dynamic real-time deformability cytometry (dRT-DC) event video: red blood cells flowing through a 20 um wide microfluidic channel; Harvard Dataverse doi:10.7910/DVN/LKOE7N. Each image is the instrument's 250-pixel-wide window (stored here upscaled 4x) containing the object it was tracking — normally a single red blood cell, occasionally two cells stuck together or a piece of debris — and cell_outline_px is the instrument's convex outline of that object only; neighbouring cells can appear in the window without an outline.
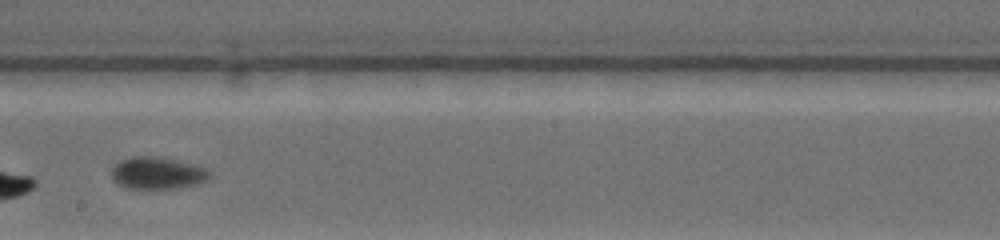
{"species": "common noctule bat (a hibernating species)", "species_latin": "Nyctalus noctula", "temperature_condition": "warm", "stored_images_in_passage": 12, "camera_frame_rate_fps": 4500, "um_per_image_px": 0.085, "animal": {"sex": "female", "body_mass_g": 19.0, "forearm_length_mm": 53.3}, "frame": {"image": 1, "passage_image": 6, "time_ms": 4.444, "image_size_px": [1000, 240], "cell_outline_px": [[212, 172], [208, 180], [200, 184], [176, 188], [124, 188], [116, 184], [112, 180], [112, 168], [120, 160], [132, 156], [156, 156], [196, 164], [208, 168]], "centroid_in_image_um": [13.41, 14.71], "position_along_channel_um": 234.8, "area_um2": 18.73}}
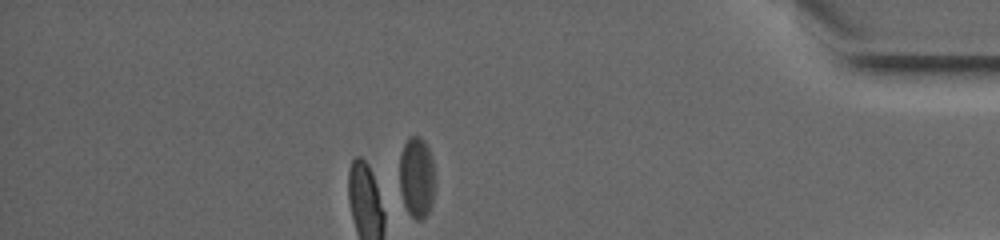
{"frame": {"image": 2, "passage_image": 12, "time_ms": 10.0, "image_size_px": [1000, 240], "cell_outline_px": [[432, 204], [428, 212], [420, 220], [416, 220], [408, 212], [404, 204], [400, 192], [400, 152], [408, 136], [420, 136], [424, 140], [432, 156]], "centroid_in_image_um": [35.38, 15.03], "position_along_channel_um": 399.8, "area_um2": 16.42}}